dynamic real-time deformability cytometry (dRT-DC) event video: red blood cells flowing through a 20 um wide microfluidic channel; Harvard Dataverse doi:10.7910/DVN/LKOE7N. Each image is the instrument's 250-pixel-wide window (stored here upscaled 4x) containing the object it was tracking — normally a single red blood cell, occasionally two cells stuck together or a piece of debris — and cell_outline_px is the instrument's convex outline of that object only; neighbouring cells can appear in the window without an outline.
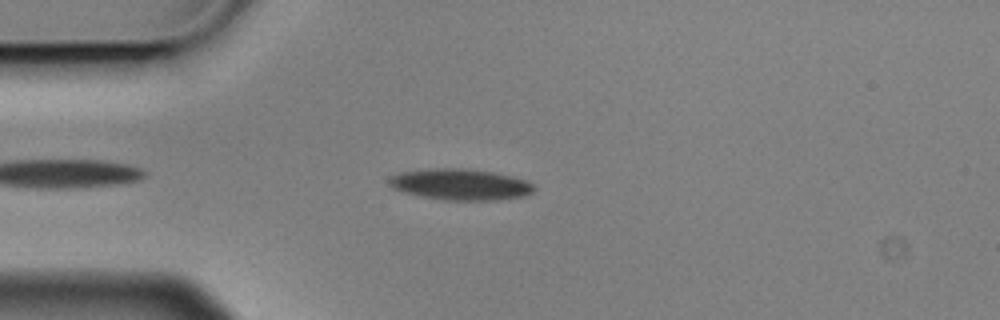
{"species": "Egyptian fruit bat (a non-hibernating species)", "species_latin": "Rousettus aegyptiacus", "temperature_condition": "cold", "stored_images_in_passage": 2, "camera_frame_rate_fps": 3000, "um_per_image_px": 0.085, "animal": {"sex": "male"}, "frame": {"image": 1, "passage_image": 2, "time_ms": 0.333, "image_size_px": [1000, 320], "cell_outline_px": [[536, 188], [532, 192], [524, 196], [496, 200], [444, 200], [424, 196], [408, 192], [396, 188], [388, 184], [388, 180], [392, 176], [400, 172], [428, 168], [468, 168], [492, 172], [512, 176], [524, 180], [532, 184]], "centroid_in_image_um": [39.16, 15.66], "position_along_channel_um": 45.8, "area_um2": 26.07}}